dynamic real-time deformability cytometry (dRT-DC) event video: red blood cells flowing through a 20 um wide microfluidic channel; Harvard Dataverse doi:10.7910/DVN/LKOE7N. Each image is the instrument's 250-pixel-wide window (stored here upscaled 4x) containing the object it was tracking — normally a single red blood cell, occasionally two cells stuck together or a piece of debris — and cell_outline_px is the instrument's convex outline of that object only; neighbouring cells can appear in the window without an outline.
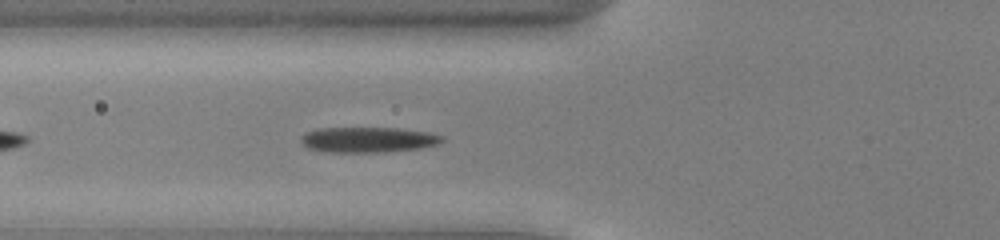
{"species": "common noctule bat (a hibernating species)", "species_latin": "Nyctalus noctula", "temperature_condition": "cold", "stored_images_in_passage": 37, "camera_frame_rate_fps": 3000, "um_per_image_px": 0.085, "animal": {"sex": "male", "body_mass_g": 13.0, "forearm_length_mm": 53.1}, "frame": {"image": 1, "passage_image": 6, "time_ms": 1.667, "image_size_px": [1000, 240], "cell_outline_px": [[444, 140], [436, 144], [420, 148], [380, 152], [328, 152], [308, 148], [300, 140], [300, 136], [304, 132], [316, 128], [396, 128], [432, 132], [444, 136]], "centroid_in_image_um": [31.27, 11.86], "position_along_channel_um": 94.5, "area_um2": 20.98}}
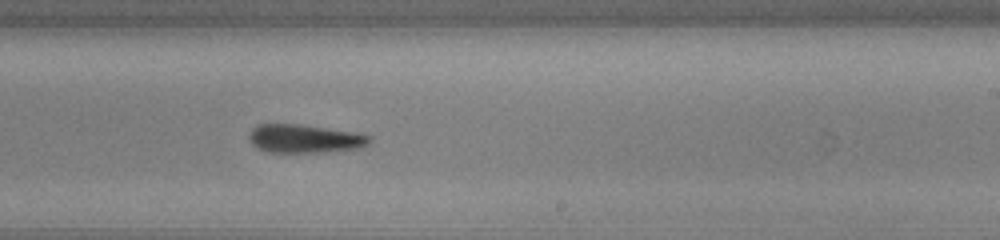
{"frame": {"image": 2, "passage_image": 19, "time_ms": 6.0, "image_size_px": [1000, 240], "cell_outline_px": [[372, 140], [368, 144], [360, 148], [316, 152], [268, 152], [256, 148], [252, 144], [248, 136], [248, 132], [256, 124], [300, 124], [356, 132], [372, 136]], "centroid_in_image_um": [25.87, 11.77], "position_along_channel_um": 263.1, "area_um2": 20.11}}
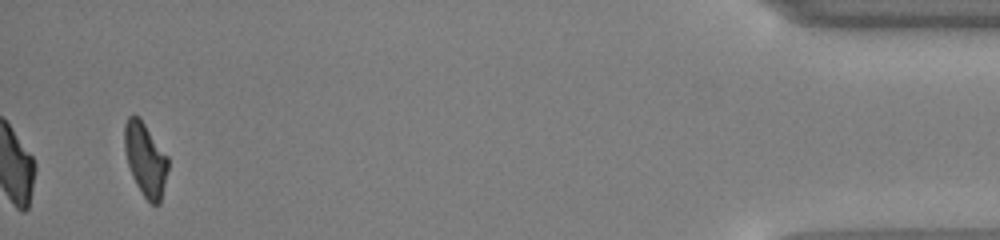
{"frame": {"image": 3, "passage_image": 37, "time_ms": 12.0, "image_size_px": [1000, 240], "cell_outline_px": [[168, 168], [160, 204], [152, 204], [144, 196], [136, 184], [132, 176], [124, 152], [124, 124], [128, 116], [136, 116], [144, 124], [168, 156]], "centroid_in_image_um": [12.35, 13.56], "position_along_channel_um": 422.9, "area_um2": 18.38}, "authors_computed_cell_mechanics": {"area_um2": 20.6924, "velocity_mm_per_s": 3.8977, "shape_relaxation_time_tau1_ms": 8.0663, "shape_relaxation_time_tau2_ms": null, "deformation_change_tau1": 0.1963, "deformation_change_tau2": null}}